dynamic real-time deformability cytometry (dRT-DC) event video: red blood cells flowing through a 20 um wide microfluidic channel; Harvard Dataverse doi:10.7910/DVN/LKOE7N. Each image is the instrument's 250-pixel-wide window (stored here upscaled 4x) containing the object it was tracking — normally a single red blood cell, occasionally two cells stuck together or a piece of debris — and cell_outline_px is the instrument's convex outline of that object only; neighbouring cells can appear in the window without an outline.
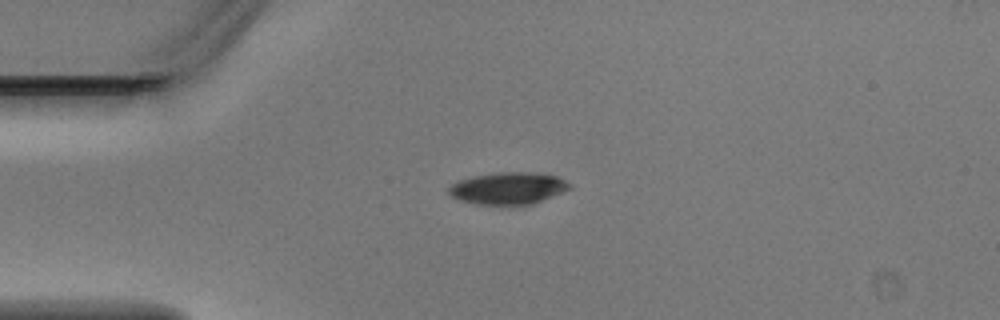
{"species": "Egyptian fruit bat (a non-hibernating species)", "species_latin": "Rousettus aegyptiacus", "temperature_condition": "warm", "stored_images_in_passage": 5, "camera_frame_rate_fps": 3000, "um_per_image_px": 0.085, "animal": {"sex": "male"}, "frame": {"image": 1, "passage_image": 2, "time_ms": 0.333, "image_size_px": [1000, 320], "cell_outline_px": [[572, 188], [532, 204], [476, 204], [460, 200], [448, 196], [448, 188], [452, 184], [460, 180], [472, 176], [496, 172], [528, 172], [556, 176], [572, 184]], "centroid_in_image_um": [43.16, 15.99], "position_along_channel_um": 41.8, "area_um2": 22.43}}
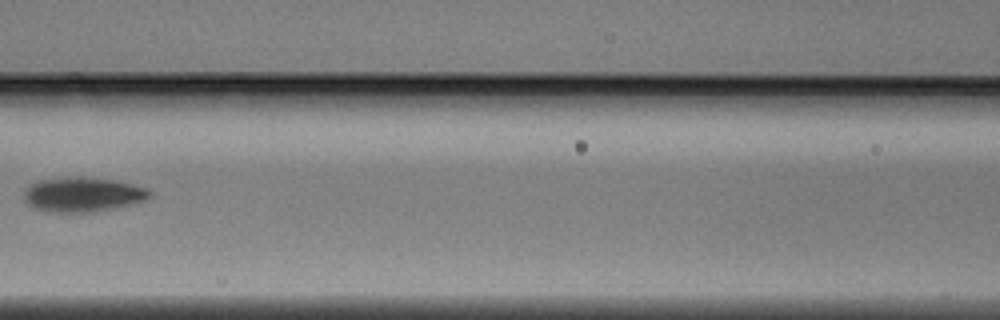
{"frame": {"image": 2, "passage_image": 5, "time_ms": 1.333, "image_size_px": [1000, 320], "cell_outline_px": [[152, 196], [144, 200], [132, 204], [92, 212], [56, 212], [32, 208], [28, 204], [24, 196], [24, 192], [32, 184], [40, 180], [64, 176], [76, 176], [112, 180], [132, 184], [148, 188], [152, 192]], "centroid_in_image_um": [7.05, 16.52], "position_along_channel_um": 159.6, "area_um2": 25.26}}